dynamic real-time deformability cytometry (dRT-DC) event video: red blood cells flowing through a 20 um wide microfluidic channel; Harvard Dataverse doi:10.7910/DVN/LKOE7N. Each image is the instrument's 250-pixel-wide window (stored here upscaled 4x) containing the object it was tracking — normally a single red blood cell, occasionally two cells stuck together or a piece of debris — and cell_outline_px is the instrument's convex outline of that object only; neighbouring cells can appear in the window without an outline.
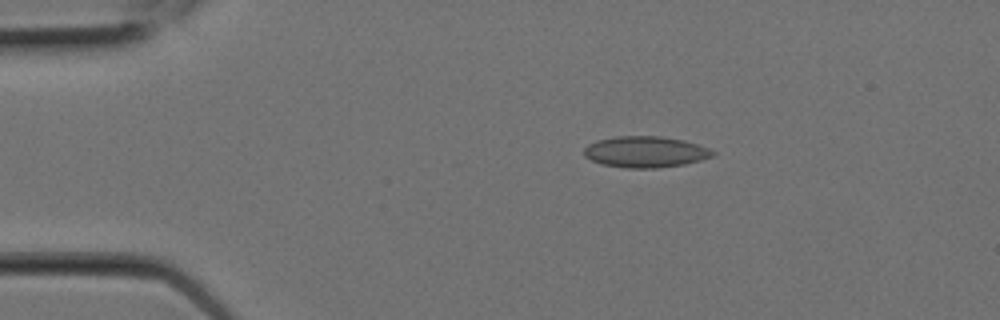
{"species": "Egyptian fruit bat (a non-hibernating species)", "species_latin": "Rousettus aegyptiacus", "temperature_condition": "room temperature", "stored_images_in_passage": 6, "camera_frame_rate_fps": 3000, "um_per_image_px": 0.085, "animal": {"sex": "female"}, "frame": {"image": 1, "passage_image": 4, "time_ms": 1.0, "image_size_px": [1000, 320], "cell_outline_px": [[716, 152], [712, 156], [700, 160], [684, 164], [656, 168], [624, 168], [604, 164], [592, 160], [584, 156], [584, 148], [588, 144], [596, 140], [616, 136], [660, 136], [684, 140], [708, 148]], "centroid_in_image_um": [54.84, 12.9], "position_along_channel_um": 30.2, "area_um2": 23.29}}